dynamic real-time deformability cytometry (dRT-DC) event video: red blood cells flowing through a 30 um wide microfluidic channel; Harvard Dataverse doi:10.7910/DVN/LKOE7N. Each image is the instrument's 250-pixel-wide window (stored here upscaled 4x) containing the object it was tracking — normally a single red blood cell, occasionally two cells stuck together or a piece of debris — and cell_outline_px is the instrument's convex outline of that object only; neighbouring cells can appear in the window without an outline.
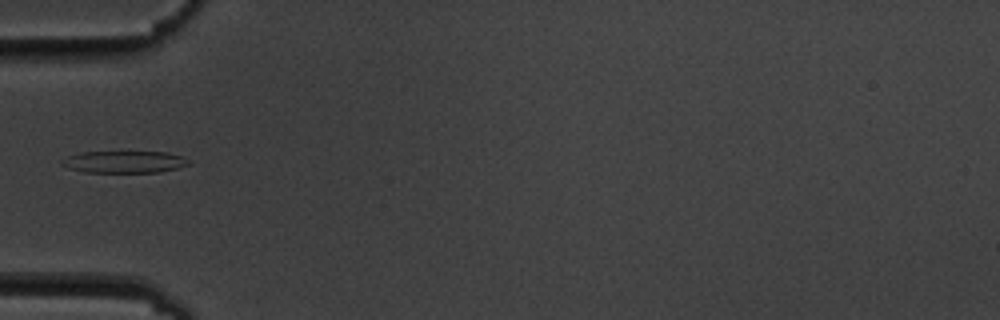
{"species": "common noctule bat (a hibernating species)", "species_latin": "Nyctalus noctula", "temperature_condition": "cold", "stored_images_in_passage": 4, "camera_frame_rate_fps": 3000, "um_per_image_px": 0.085, "animal": {"sex": "male", "body_mass_g": 19.5, "forearm_length_mm": 54.6}, "frame": {"image": 1, "passage_image": 4, "time_ms": 3.333, "image_size_px": [1000, 320], "cell_outline_px": [[188, 164], [176, 168], [160, 172], [84, 172], [68, 168], [60, 164], [60, 160], [68, 156], [80, 152], [168, 152], [180, 156], [188, 160]], "centroid_in_image_um": [10.49, 13.76], "position_along_channel_um": 74.5, "area_um2": 16.13}}